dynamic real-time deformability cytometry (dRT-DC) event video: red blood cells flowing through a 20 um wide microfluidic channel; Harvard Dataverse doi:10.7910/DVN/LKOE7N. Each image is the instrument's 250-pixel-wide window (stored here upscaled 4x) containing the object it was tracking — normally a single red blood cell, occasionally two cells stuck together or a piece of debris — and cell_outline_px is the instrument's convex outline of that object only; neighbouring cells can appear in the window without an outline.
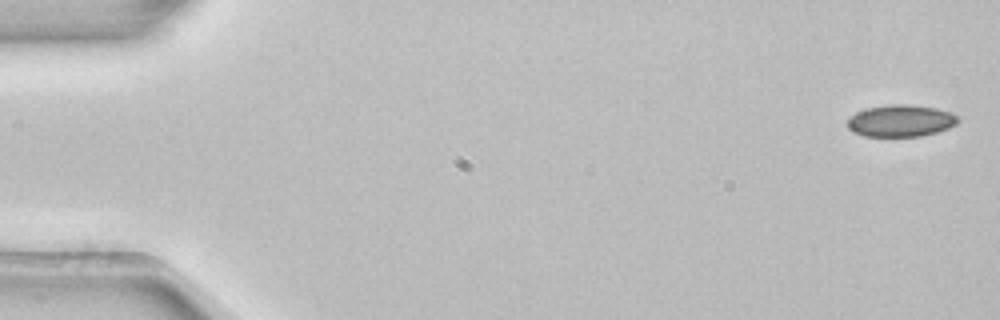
{"species": "common noctule bat (a hibernating species)", "species_latin": "Nyctalus noctula", "temperature_condition": "room temperature", "stored_images_in_passage": 4, "camera_frame_rate_fps": 3000, "um_per_image_px": 0.085, "animal": {"sex": "female", "body_mass_g": 22.7, "forearm_length_mm": 54.2}, "frame": {"image": 1, "passage_image": 1, "time_ms": 0.0, "image_size_px": [1000, 320], "cell_outline_px": [[960, 120], [956, 124], [948, 128], [936, 132], [920, 136], [864, 136], [852, 132], [848, 128], [848, 116], [856, 112], [868, 108], [888, 104], [912, 104], [936, 108], [952, 112], [960, 116]], "centroid_in_image_um": [76.58, 10.25], "position_along_channel_um": 8.4, "area_um2": 20.81}}
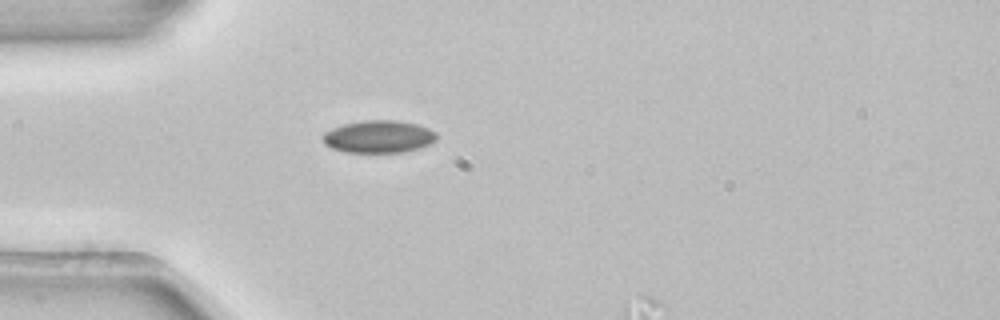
{"frame": {"image": 2, "passage_image": 4, "time_ms": 1.0, "image_size_px": [1000, 320], "cell_outline_px": [[436, 140], [420, 148], [404, 152], [344, 152], [332, 148], [324, 144], [320, 136], [324, 132], [332, 128], [344, 124], [364, 120], [396, 120], [416, 124], [428, 128], [436, 132]], "centroid_in_image_um": [32.15, 11.61], "position_along_channel_um": 52.8, "area_um2": 21.62}}